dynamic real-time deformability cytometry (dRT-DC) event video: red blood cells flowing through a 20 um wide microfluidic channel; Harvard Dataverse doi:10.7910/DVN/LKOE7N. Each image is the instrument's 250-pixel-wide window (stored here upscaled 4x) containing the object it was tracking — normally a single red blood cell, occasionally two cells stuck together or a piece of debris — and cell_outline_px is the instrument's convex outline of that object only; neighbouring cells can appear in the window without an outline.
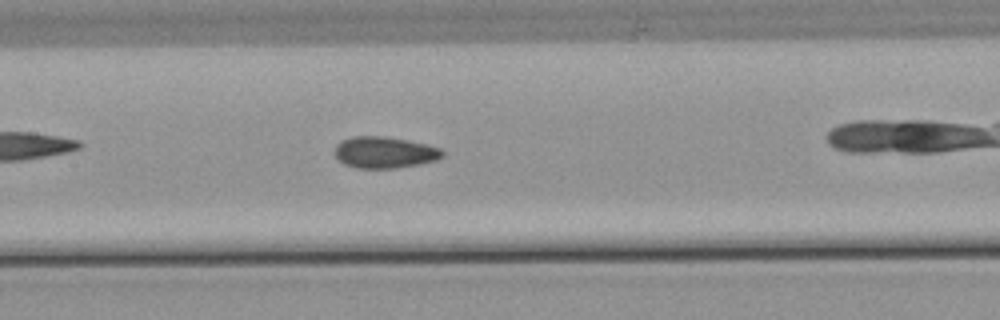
{"species": "common noctule bat (a hibernating species)", "species_latin": "Nyctalus noctula", "temperature_condition": "warm", "stored_images_in_passage": 36, "camera_frame_rate_fps": 3000, "um_per_image_px": 0.085, "animal": {"sex": "male", "body_mass_g": 21.5, "forearm_length_mm": 52.0}, "frame": {"image": 1, "passage_image": 16, "time_ms": 5.0, "image_size_px": [1000, 320], "cell_outline_px": [[444, 156], [436, 160], [420, 164], [396, 168], [356, 168], [344, 164], [336, 156], [336, 144], [340, 140], [352, 136], [384, 136], [428, 144], [440, 148], [444, 152]], "centroid_in_image_um": [32.7, 12.95], "position_along_channel_um": 174.7, "area_um2": 19.83}}
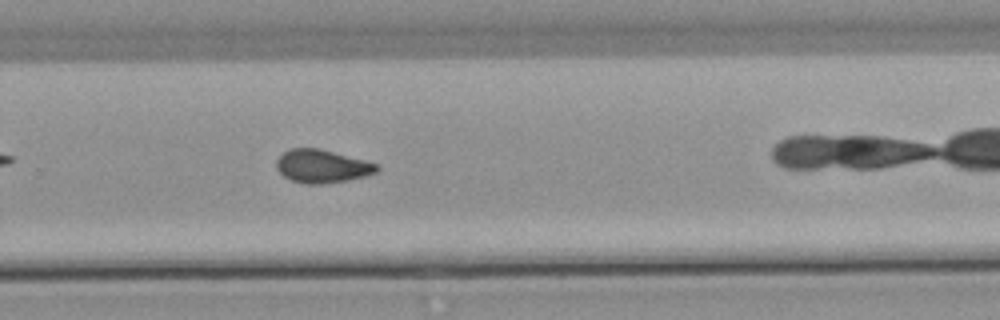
{"frame": {"image": 2, "passage_image": 26, "time_ms": 8.333, "image_size_px": [1000, 320], "cell_outline_px": [[380, 168], [376, 172], [364, 176], [348, 180], [324, 184], [304, 184], [292, 180], [284, 176], [276, 168], [276, 160], [284, 152], [292, 148], [320, 148], [364, 160], [376, 164]], "centroid_in_image_um": [27.36, 14.13], "position_along_channel_um": 302.4, "area_um2": 19.31}}